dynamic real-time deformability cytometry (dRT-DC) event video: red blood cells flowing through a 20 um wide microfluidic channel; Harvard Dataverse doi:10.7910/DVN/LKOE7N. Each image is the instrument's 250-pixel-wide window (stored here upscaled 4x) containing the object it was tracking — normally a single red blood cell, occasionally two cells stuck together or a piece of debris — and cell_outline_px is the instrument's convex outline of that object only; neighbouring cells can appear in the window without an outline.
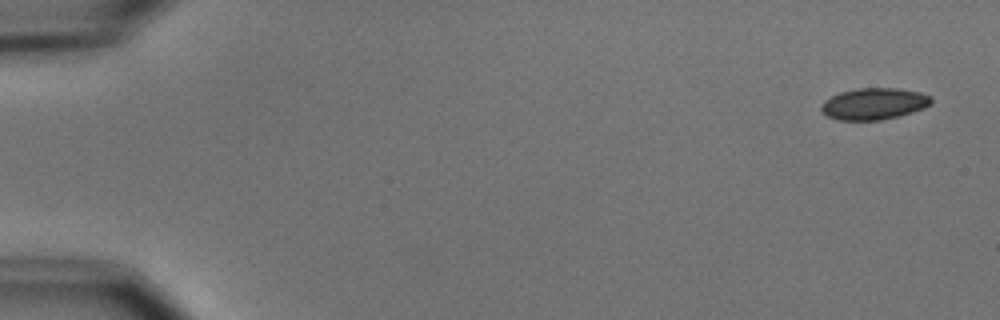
{"species": "common noctule bat (a hibernating species)", "species_latin": "Nyctalus noctula", "temperature_condition": "cold", "stored_images_in_passage": 6, "camera_frame_rate_fps": 3000, "um_per_image_px": 0.085, "animal": {"sex": "male", "body_mass_g": 15.6}, "frame": {"image": 1, "passage_image": 1, "time_ms": 0.0, "image_size_px": [1000, 320], "cell_outline_px": [[932, 100], [924, 108], [912, 112], [880, 120], [840, 120], [828, 116], [820, 108], [820, 104], [824, 100], [840, 92], [856, 88], [896, 88], [920, 92], [932, 96]], "centroid_in_image_um": [74.27, 8.81], "position_along_channel_um": 10.7, "area_um2": 20.11}}
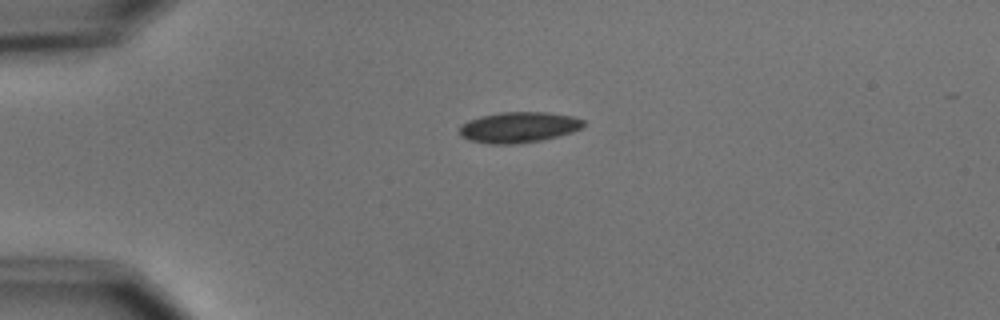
{"frame": {"image": 2, "passage_image": 4, "time_ms": 3.667, "image_size_px": [1000, 320], "cell_outline_px": [[584, 124], [580, 128], [572, 132], [540, 140], [516, 144], [488, 144], [472, 140], [460, 136], [460, 124], [468, 120], [480, 116], [500, 112], [548, 112], [572, 116], [584, 120]], "centroid_in_image_um": [44.06, 10.81], "position_along_channel_um": 40.9, "area_um2": 22.14}}